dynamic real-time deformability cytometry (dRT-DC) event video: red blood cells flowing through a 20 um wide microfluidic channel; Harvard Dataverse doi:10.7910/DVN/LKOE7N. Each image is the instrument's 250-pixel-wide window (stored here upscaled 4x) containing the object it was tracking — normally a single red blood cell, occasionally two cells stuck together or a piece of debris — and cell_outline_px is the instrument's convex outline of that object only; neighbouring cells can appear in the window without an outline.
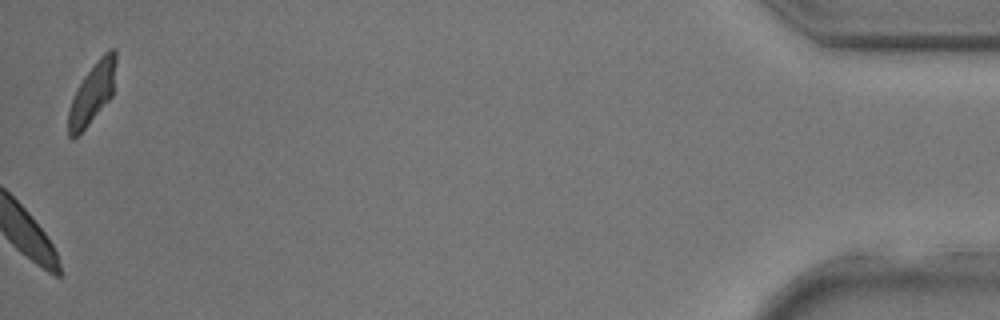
{"species": "common noctule bat (a hibernating species)", "species_latin": "Nyctalus noctula", "temperature_condition": "room temperature", "stored_images_in_passage": 24, "camera_frame_rate_fps": 3000, "um_per_image_px": 0.085, "animal": {"sex": "male", "body_mass_g": 17.9, "forearm_length_mm": 54.2}, "frame": {"image": 1, "passage_image": 24, "time_ms": 7.667, "image_size_px": [1000, 320], "cell_outline_px": [[116, 64], [112, 96], [88, 124], [72, 140], [68, 136], [68, 108], [84, 76], [100, 56], [108, 48], [116, 48]], "centroid_in_image_um": [7.86, 7.89], "position_along_channel_um": 427.3, "area_um2": 16.59}}